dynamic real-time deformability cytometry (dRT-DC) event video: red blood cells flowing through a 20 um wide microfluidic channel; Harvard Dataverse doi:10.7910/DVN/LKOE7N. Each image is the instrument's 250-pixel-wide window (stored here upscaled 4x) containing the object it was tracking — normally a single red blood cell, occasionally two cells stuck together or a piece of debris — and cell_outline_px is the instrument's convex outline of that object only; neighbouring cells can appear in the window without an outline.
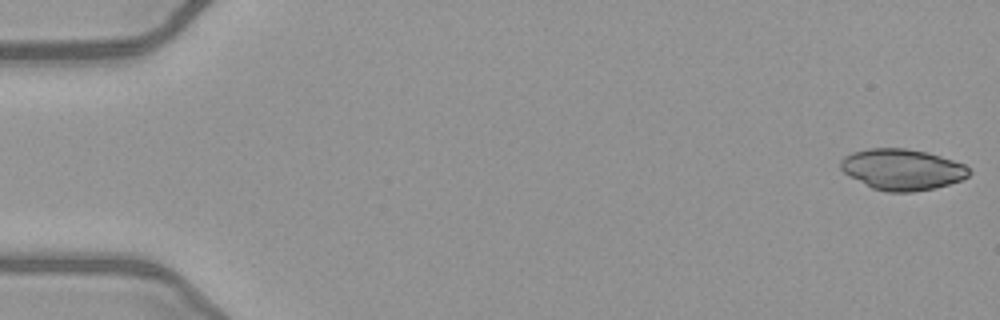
{"species": "common noctule bat (a hibernating species)", "species_latin": "Nyctalus noctula", "temperature_condition": "warm", "stored_images_in_passage": 50, "camera_frame_rate_fps": 3000, "um_per_image_px": 0.085, "animal": {"sex": "female", "body_mass_g": 21.9}, "frame": {"image": 1, "passage_image": 1, "time_ms": 0.0, "image_size_px": [1000, 320], "cell_outline_px": [[972, 172], [968, 176], [960, 180], [948, 184], [932, 188], [912, 192], [888, 192], [872, 188], [844, 172], [840, 168], [840, 160], [844, 156], [852, 152], [868, 148], [904, 148], [928, 152], [964, 164]], "centroid_in_image_um": [76.67, 14.39], "position_along_channel_um": 8.3, "area_um2": 30.52}}